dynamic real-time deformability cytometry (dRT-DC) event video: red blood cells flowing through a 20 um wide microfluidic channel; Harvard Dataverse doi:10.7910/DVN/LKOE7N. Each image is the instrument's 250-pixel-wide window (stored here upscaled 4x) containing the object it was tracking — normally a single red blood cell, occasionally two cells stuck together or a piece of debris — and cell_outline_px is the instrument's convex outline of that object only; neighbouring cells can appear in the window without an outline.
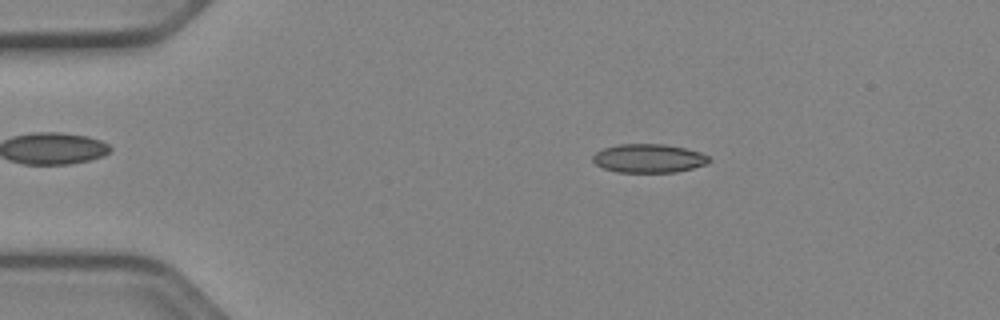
{"species": "Egyptian fruit bat (a non-hibernating species)", "species_latin": "Rousettus aegyptiacus", "temperature_condition": "cold", "stored_images_in_passage": 51, "camera_frame_rate_fps": 3000, "um_per_image_px": 0.085, "animal": {"sex": "female"}, "frame": {"image": 1, "passage_image": 9, "time_ms": 2.667, "image_size_px": [1000, 320], "cell_outline_px": [[712, 160], [708, 164], [676, 172], [616, 172], [604, 168], [596, 164], [592, 160], [592, 156], [596, 152], [604, 148], [620, 144], [664, 144], [684, 148], [700, 152], [708, 156]], "centroid_in_image_um": [55.15, 13.46], "position_along_channel_um": 29.8, "area_um2": 19.42}}
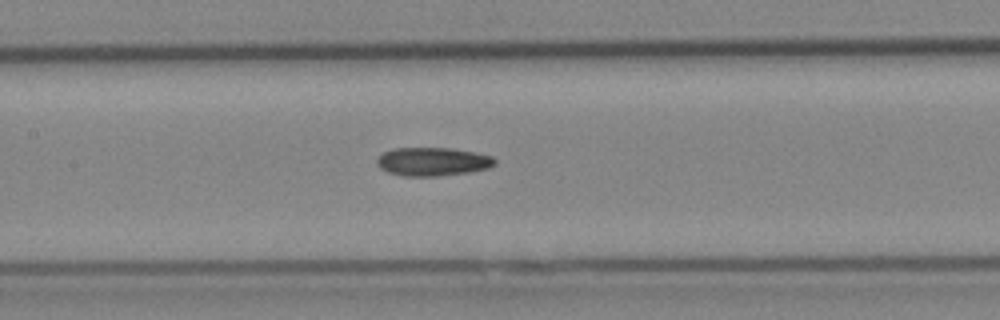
{"frame": {"image": 2, "passage_image": 24, "time_ms": 7.667, "image_size_px": [1000, 320], "cell_outline_px": [[496, 164], [488, 168], [468, 172], [440, 176], [404, 176], [388, 172], [380, 168], [376, 164], [376, 160], [384, 152], [396, 148], [452, 148], [476, 152], [492, 156], [496, 160]], "centroid_in_image_um": [36.79, 13.74], "position_along_channel_um": 170.6, "area_um2": 19.59}}
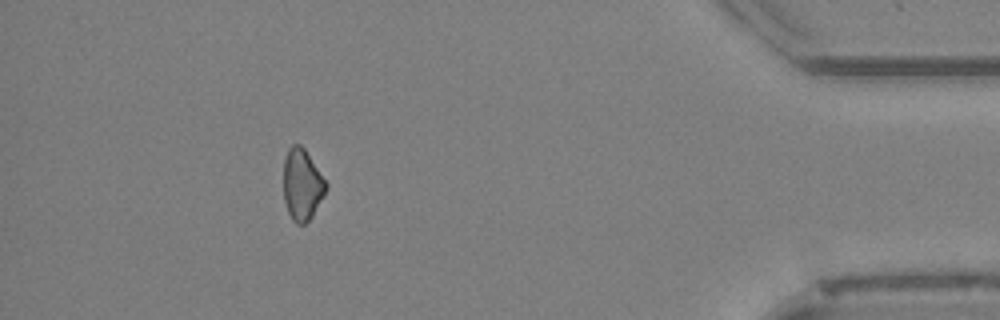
{"frame": {"image": 3, "passage_image": 46, "time_ms": 15.0, "image_size_px": [1000, 320], "cell_outline_px": [[328, 184], [324, 196], [312, 216], [304, 224], [296, 224], [292, 220], [288, 212], [284, 200], [284, 160], [288, 148], [292, 144], [300, 144], [304, 148]], "centroid_in_image_um": [25.67, 15.69], "position_along_channel_um": 409.5, "area_um2": 17.63}}